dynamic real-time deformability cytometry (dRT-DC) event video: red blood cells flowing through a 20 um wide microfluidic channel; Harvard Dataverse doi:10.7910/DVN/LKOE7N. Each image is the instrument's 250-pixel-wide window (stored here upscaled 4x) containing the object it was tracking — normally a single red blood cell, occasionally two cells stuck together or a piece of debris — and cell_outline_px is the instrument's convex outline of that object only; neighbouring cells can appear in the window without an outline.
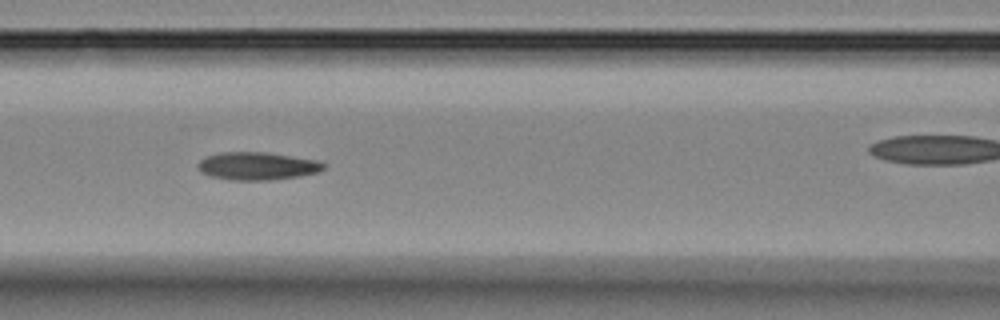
{"species": "Egyptian fruit bat (a non-hibernating species)", "species_latin": "Rousettus aegyptiacus", "temperature_condition": "room temperature", "stored_images_in_passage": 8, "camera_frame_rate_fps": 3000, "um_per_image_px": 0.085, "animal": {"sex": "female"}, "frame": {"image": 1, "passage_image": 6, "time_ms": 5.667, "image_size_px": [1000, 320], "cell_outline_px": [[324, 168], [316, 172], [300, 176], [272, 180], [228, 180], [212, 176], [200, 172], [196, 164], [204, 156], [220, 152], [264, 152], [316, 160], [324, 164]], "centroid_in_image_um": [21.79, 14.11], "position_along_channel_um": 144.8, "area_um2": 20.35}}
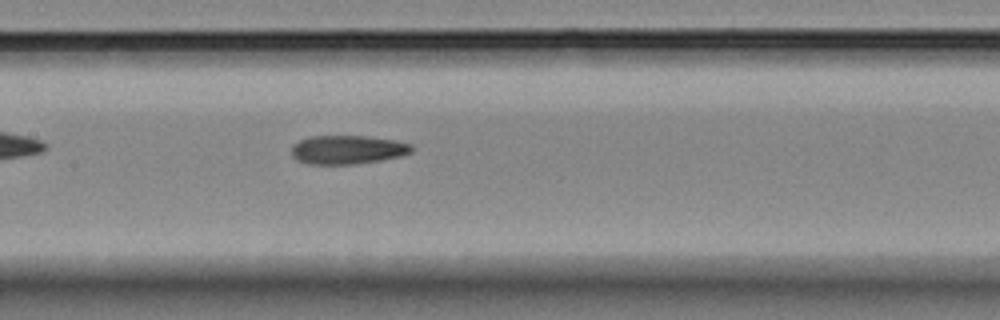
{"frame": {"image": 2, "passage_image": 8, "time_ms": 9.333, "image_size_px": [1000, 320], "cell_outline_px": [[412, 152], [400, 156], [380, 160], [352, 164], [308, 164], [296, 160], [292, 156], [292, 144], [308, 136], [368, 136], [396, 140], [412, 144]], "centroid_in_image_um": [29.52, 12.71], "position_along_channel_um": 177.9, "area_um2": 20.23}}